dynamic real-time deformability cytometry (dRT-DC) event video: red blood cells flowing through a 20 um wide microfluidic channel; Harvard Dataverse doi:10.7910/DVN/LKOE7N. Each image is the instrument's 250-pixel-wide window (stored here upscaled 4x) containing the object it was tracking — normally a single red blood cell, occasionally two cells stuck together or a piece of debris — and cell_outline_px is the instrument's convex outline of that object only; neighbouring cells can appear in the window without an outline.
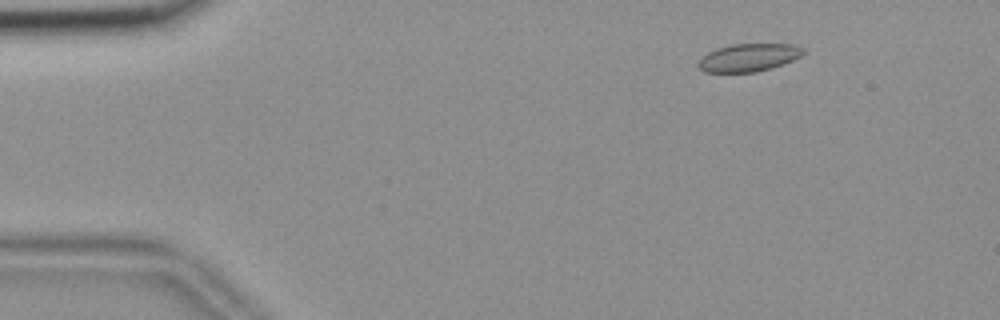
{"species": "common noctule bat (a hibernating species)", "species_latin": "Nyctalus noctula", "temperature_condition": "room temperature", "stored_images_in_passage": 53, "camera_frame_rate_fps": 3000, "um_per_image_px": 0.085, "animal": {"sex": "female", "body_mass_g": 18.4}, "frame": {"image": 1, "passage_image": 5, "time_ms": 1.333, "image_size_px": [1000, 320], "cell_outline_px": [[804, 52], [800, 56], [792, 60], [772, 68], [756, 72], [704, 72], [696, 64], [708, 52], [716, 48], [732, 44], [796, 44], [804, 48]], "centroid_in_image_um": [63.64, 4.89], "position_along_channel_um": 21.4, "area_um2": 16.99}}
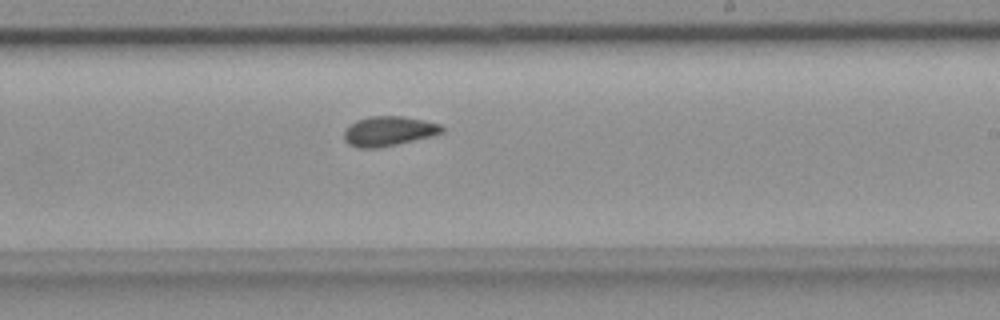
{"frame": {"image": 2, "passage_image": 31, "time_ms": 10.0, "image_size_px": [1000, 320], "cell_outline_px": [[444, 132], [432, 136], [396, 144], [376, 148], [356, 148], [348, 144], [344, 140], [344, 128], [356, 120], [368, 116], [404, 116], [424, 120], [440, 124], [444, 128]], "centroid_in_image_um": [33.01, 11.14], "position_along_channel_um": 256.0, "area_um2": 17.11}}
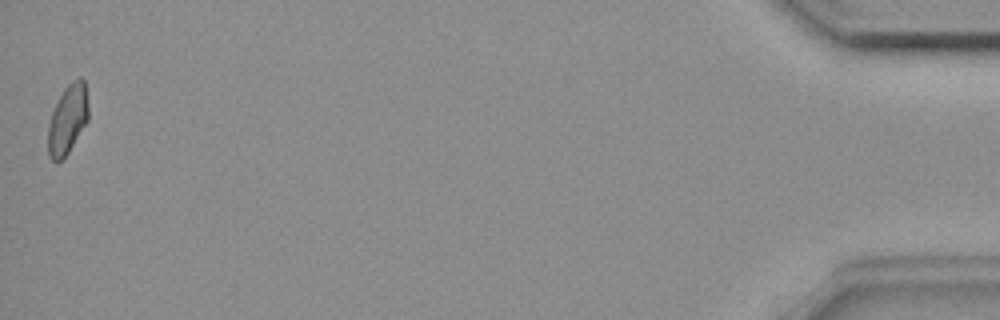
{"frame": {"image": 3, "passage_image": 53, "time_ms": 17.333, "image_size_px": [1000, 320], "cell_outline_px": [[88, 120], [68, 152], [56, 164], [48, 156], [48, 124], [56, 100], [64, 88], [72, 80], [80, 76], [84, 80], [88, 104]], "centroid_in_image_um": [5.73, 10.12], "position_along_channel_um": 429.5, "area_um2": 16.42}, "authors_computed_cell_mechanics": {"area_um2": 16.7042, "velocity_mm_per_s": 3.6554, "shape_relaxation_time_tau1_ms": null, "shape_relaxation_time_tau2_ms": 2.0802, "deformation_change_tau1": null, "deformation_change_tau2": 0.0716}}